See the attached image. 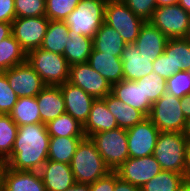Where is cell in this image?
<instances>
[{"instance_id": "obj_1", "label": "cell", "mask_w": 190, "mask_h": 191, "mask_svg": "<svg viewBox=\"0 0 190 191\" xmlns=\"http://www.w3.org/2000/svg\"><path fill=\"white\" fill-rule=\"evenodd\" d=\"M49 141L44 123L18 126L12 152L3 162L17 171H39L48 160Z\"/></svg>"}, {"instance_id": "obj_2", "label": "cell", "mask_w": 190, "mask_h": 191, "mask_svg": "<svg viewBox=\"0 0 190 191\" xmlns=\"http://www.w3.org/2000/svg\"><path fill=\"white\" fill-rule=\"evenodd\" d=\"M70 168L78 184H92L111 171L96 149L95 144L86 137L78 144Z\"/></svg>"}, {"instance_id": "obj_3", "label": "cell", "mask_w": 190, "mask_h": 191, "mask_svg": "<svg viewBox=\"0 0 190 191\" xmlns=\"http://www.w3.org/2000/svg\"><path fill=\"white\" fill-rule=\"evenodd\" d=\"M188 145L182 132H160L152 155L162 170L183 174Z\"/></svg>"}, {"instance_id": "obj_4", "label": "cell", "mask_w": 190, "mask_h": 191, "mask_svg": "<svg viewBox=\"0 0 190 191\" xmlns=\"http://www.w3.org/2000/svg\"><path fill=\"white\" fill-rule=\"evenodd\" d=\"M27 62L46 86H60L69 79L70 65L62 54L38 48L27 54Z\"/></svg>"}, {"instance_id": "obj_5", "label": "cell", "mask_w": 190, "mask_h": 191, "mask_svg": "<svg viewBox=\"0 0 190 191\" xmlns=\"http://www.w3.org/2000/svg\"><path fill=\"white\" fill-rule=\"evenodd\" d=\"M107 0H81L64 22L69 30L93 38L104 23Z\"/></svg>"}, {"instance_id": "obj_6", "label": "cell", "mask_w": 190, "mask_h": 191, "mask_svg": "<svg viewBox=\"0 0 190 191\" xmlns=\"http://www.w3.org/2000/svg\"><path fill=\"white\" fill-rule=\"evenodd\" d=\"M89 138L111 171H115L129 158L126 129L118 127L114 130L95 133Z\"/></svg>"}, {"instance_id": "obj_7", "label": "cell", "mask_w": 190, "mask_h": 191, "mask_svg": "<svg viewBox=\"0 0 190 191\" xmlns=\"http://www.w3.org/2000/svg\"><path fill=\"white\" fill-rule=\"evenodd\" d=\"M146 21L135 15L122 0H107L104 23L114 28L126 44L135 43Z\"/></svg>"}, {"instance_id": "obj_8", "label": "cell", "mask_w": 190, "mask_h": 191, "mask_svg": "<svg viewBox=\"0 0 190 191\" xmlns=\"http://www.w3.org/2000/svg\"><path fill=\"white\" fill-rule=\"evenodd\" d=\"M180 101V98L166 92L153 103L148 118L160 132H183L186 118Z\"/></svg>"}, {"instance_id": "obj_9", "label": "cell", "mask_w": 190, "mask_h": 191, "mask_svg": "<svg viewBox=\"0 0 190 191\" xmlns=\"http://www.w3.org/2000/svg\"><path fill=\"white\" fill-rule=\"evenodd\" d=\"M149 22L168 39L186 38L190 14L179 4L157 7Z\"/></svg>"}, {"instance_id": "obj_10", "label": "cell", "mask_w": 190, "mask_h": 191, "mask_svg": "<svg viewBox=\"0 0 190 191\" xmlns=\"http://www.w3.org/2000/svg\"><path fill=\"white\" fill-rule=\"evenodd\" d=\"M49 22L46 16L15 18L11 23L12 35L28 54L41 47Z\"/></svg>"}, {"instance_id": "obj_11", "label": "cell", "mask_w": 190, "mask_h": 191, "mask_svg": "<svg viewBox=\"0 0 190 191\" xmlns=\"http://www.w3.org/2000/svg\"><path fill=\"white\" fill-rule=\"evenodd\" d=\"M3 73L6 75L10 88L19 98L36 97L46 87L41 77L27 61Z\"/></svg>"}, {"instance_id": "obj_12", "label": "cell", "mask_w": 190, "mask_h": 191, "mask_svg": "<svg viewBox=\"0 0 190 191\" xmlns=\"http://www.w3.org/2000/svg\"><path fill=\"white\" fill-rule=\"evenodd\" d=\"M159 129L147 117L141 123L127 129L129 157L141 158L153 154Z\"/></svg>"}, {"instance_id": "obj_13", "label": "cell", "mask_w": 190, "mask_h": 191, "mask_svg": "<svg viewBox=\"0 0 190 191\" xmlns=\"http://www.w3.org/2000/svg\"><path fill=\"white\" fill-rule=\"evenodd\" d=\"M68 82L96 99L106 97L112 88V85L88 63L71 65Z\"/></svg>"}, {"instance_id": "obj_14", "label": "cell", "mask_w": 190, "mask_h": 191, "mask_svg": "<svg viewBox=\"0 0 190 191\" xmlns=\"http://www.w3.org/2000/svg\"><path fill=\"white\" fill-rule=\"evenodd\" d=\"M162 171L153 155L131 158L122 163L115 172L119 178L141 188L145 183Z\"/></svg>"}, {"instance_id": "obj_15", "label": "cell", "mask_w": 190, "mask_h": 191, "mask_svg": "<svg viewBox=\"0 0 190 191\" xmlns=\"http://www.w3.org/2000/svg\"><path fill=\"white\" fill-rule=\"evenodd\" d=\"M65 102V111L84 125L96 98L68 81L59 86Z\"/></svg>"}, {"instance_id": "obj_16", "label": "cell", "mask_w": 190, "mask_h": 191, "mask_svg": "<svg viewBox=\"0 0 190 191\" xmlns=\"http://www.w3.org/2000/svg\"><path fill=\"white\" fill-rule=\"evenodd\" d=\"M168 38L149 21H146L140 29L139 36L135 41L141 57L154 62L165 51Z\"/></svg>"}, {"instance_id": "obj_17", "label": "cell", "mask_w": 190, "mask_h": 191, "mask_svg": "<svg viewBox=\"0 0 190 191\" xmlns=\"http://www.w3.org/2000/svg\"><path fill=\"white\" fill-rule=\"evenodd\" d=\"M39 172L46 191H65L76 183L70 164L47 160Z\"/></svg>"}, {"instance_id": "obj_18", "label": "cell", "mask_w": 190, "mask_h": 191, "mask_svg": "<svg viewBox=\"0 0 190 191\" xmlns=\"http://www.w3.org/2000/svg\"><path fill=\"white\" fill-rule=\"evenodd\" d=\"M1 191H46L39 171H17L6 165Z\"/></svg>"}, {"instance_id": "obj_19", "label": "cell", "mask_w": 190, "mask_h": 191, "mask_svg": "<svg viewBox=\"0 0 190 191\" xmlns=\"http://www.w3.org/2000/svg\"><path fill=\"white\" fill-rule=\"evenodd\" d=\"M118 128L117 121L108 110L102 98L95 99L89 116L83 125V132L86 138L99 132L110 131Z\"/></svg>"}, {"instance_id": "obj_20", "label": "cell", "mask_w": 190, "mask_h": 191, "mask_svg": "<svg viewBox=\"0 0 190 191\" xmlns=\"http://www.w3.org/2000/svg\"><path fill=\"white\" fill-rule=\"evenodd\" d=\"M121 60L124 80L136 81L153 72V62H150V59L141 57L134 43L126 44L122 52Z\"/></svg>"}, {"instance_id": "obj_21", "label": "cell", "mask_w": 190, "mask_h": 191, "mask_svg": "<svg viewBox=\"0 0 190 191\" xmlns=\"http://www.w3.org/2000/svg\"><path fill=\"white\" fill-rule=\"evenodd\" d=\"M36 99L41 121L44 124L66 113L64 97L59 86H46Z\"/></svg>"}, {"instance_id": "obj_22", "label": "cell", "mask_w": 190, "mask_h": 191, "mask_svg": "<svg viewBox=\"0 0 190 191\" xmlns=\"http://www.w3.org/2000/svg\"><path fill=\"white\" fill-rule=\"evenodd\" d=\"M111 94L148 117L152 106L144 100L142 85H138L136 81L123 79L112 84Z\"/></svg>"}, {"instance_id": "obj_23", "label": "cell", "mask_w": 190, "mask_h": 191, "mask_svg": "<svg viewBox=\"0 0 190 191\" xmlns=\"http://www.w3.org/2000/svg\"><path fill=\"white\" fill-rule=\"evenodd\" d=\"M87 63L111 85L123 80L121 57L112 56L92 49Z\"/></svg>"}, {"instance_id": "obj_24", "label": "cell", "mask_w": 190, "mask_h": 191, "mask_svg": "<svg viewBox=\"0 0 190 191\" xmlns=\"http://www.w3.org/2000/svg\"><path fill=\"white\" fill-rule=\"evenodd\" d=\"M102 99L116 119L119 128L127 130L147 118L141 111L123 103L111 93Z\"/></svg>"}, {"instance_id": "obj_25", "label": "cell", "mask_w": 190, "mask_h": 191, "mask_svg": "<svg viewBox=\"0 0 190 191\" xmlns=\"http://www.w3.org/2000/svg\"><path fill=\"white\" fill-rule=\"evenodd\" d=\"M93 49L112 56H122L126 43L121 35L112 27L103 23L92 38Z\"/></svg>"}, {"instance_id": "obj_26", "label": "cell", "mask_w": 190, "mask_h": 191, "mask_svg": "<svg viewBox=\"0 0 190 191\" xmlns=\"http://www.w3.org/2000/svg\"><path fill=\"white\" fill-rule=\"evenodd\" d=\"M69 41H67L63 56L69 65L87 63L93 49L92 38L79 35L68 30Z\"/></svg>"}, {"instance_id": "obj_27", "label": "cell", "mask_w": 190, "mask_h": 191, "mask_svg": "<svg viewBox=\"0 0 190 191\" xmlns=\"http://www.w3.org/2000/svg\"><path fill=\"white\" fill-rule=\"evenodd\" d=\"M164 53L170 57L171 76L190 70V42L186 38L168 39Z\"/></svg>"}, {"instance_id": "obj_28", "label": "cell", "mask_w": 190, "mask_h": 191, "mask_svg": "<svg viewBox=\"0 0 190 191\" xmlns=\"http://www.w3.org/2000/svg\"><path fill=\"white\" fill-rule=\"evenodd\" d=\"M9 116L17 126L42 123L36 97L18 98Z\"/></svg>"}, {"instance_id": "obj_29", "label": "cell", "mask_w": 190, "mask_h": 191, "mask_svg": "<svg viewBox=\"0 0 190 191\" xmlns=\"http://www.w3.org/2000/svg\"><path fill=\"white\" fill-rule=\"evenodd\" d=\"M69 27L64 21L50 20L40 48L57 54L64 53Z\"/></svg>"}, {"instance_id": "obj_30", "label": "cell", "mask_w": 190, "mask_h": 191, "mask_svg": "<svg viewBox=\"0 0 190 191\" xmlns=\"http://www.w3.org/2000/svg\"><path fill=\"white\" fill-rule=\"evenodd\" d=\"M85 137H50L48 160L70 164L76 148Z\"/></svg>"}, {"instance_id": "obj_31", "label": "cell", "mask_w": 190, "mask_h": 191, "mask_svg": "<svg viewBox=\"0 0 190 191\" xmlns=\"http://www.w3.org/2000/svg\"><path fill=\"white\" fill-rule=\"evenodd\" d=\"M27 61V53L11 34L0 42V72Z\"/></svg>"}, {"instance_id": "obj_32", "label": "cell", "mask_w": 190, "mask_h": 191, "mask_svg": "<svg viewBox=\"0 0 190 191\" xmlns=\"http://www.w3.org/2000/svg\"><path fill=\"white\" fill-rule=\"evenodd\" d=\"M46 128L50 137H85L83 125L67 113L49 121Z\"/></svg>"}, {"instance_id": "obj_33", "label": "cell", "mask_w": 190, "mask_h": 191, "mask_svg": "<svg viewBox=\"0 0 190 191\" xmlns=\"http://www.w3.org/2000/svg\"><path fill=\"white\" fill-rule=\"evenodd\" d=\"M183 174L162 170L141 187V191H180Z\"/></svg>"}, {"instance_id": "obj_34", "label": "cell", "mask_w": 190, "mask_h": 191, "mask_svg": "<svg viewBox=\"0 0 190 191\" xmlns=\"http://www.w3.org/2000/svg\"><path fill=\"white\" fill-rule=\"evenodd\" d=\"M136 83L142 85L144 100L151 106L167 92L166 80L154 72L137 79Z\"/></svg>"}, {"instance_id": "obj_35", "label": "cell", "mask_w": 190, "mask_h": 191, "mask_svg": "<svg viewBox=\"0 0 190 191\" xmlns=\"http://www.w3.org/2000/svg\"><path fill=\"white\" fill-rule=\"evenodd\" d=\"M18 126L9 115L0 114V160L4 161L12 152Z\"/></svg>"}, {"instance_id": "obj_36", "label": "cell", "mask_w": 190, "mask_h": 191, "mask_svg": "<svg viewBox=\"0 0 190 191\" xmlns=\"http://www.w3.org/2000/svg\"><path fill=\"white\" fill-rule=\"evenodd\" d=\"M81 0H46V14L49 20L64 21Z\"/></svg>"}, {"instance_id": "obj_37", "label": "cell", "mask_w": 190, "mask_h": 191, "mask_svg": "<svg viewBox=\"0 0 190 191\" xmlns=\"http://www.w3.org/2000/svg\"><path fill=\"white\" fill-rule=\"evenodd\" d=\"M167 93L177 98L190 94V74L188 71H178L166 80Z\"/></svg>"}, {"instance_id": "obj_38", "label": "cell", "mask_w": 190, "mask_h": 191, "mask_svg": "<svg viewBox=\"0 0 190 191\" xmlns=\"http://www.w3.org/2000/svg\"><path fill=\"white\" fill-rule=\"evenodd\" d=\"M16 18L38 17L46 14V0H15Z\"/></svg>"}, {"instance_id": "obj_39", "label": "cell", "mask_w": 190, "mask_h": 191, "mask_svg": "<svg viewBox=\"0 0 190 191\" xmlns=\"http://www.w3.org/2000/svg\"><path fill=\"white\" fill-rule=\"evenodd\" d=\"M18 98L14 90L10 88L6 75L0 72V114L9 115Z\"/></svg>"}, {"instance_id": "obj_40", "label": "cell", "mask_w": 190, "mask_h": 191, "mask_svg": "<svg viewBox=\"0 0 190 191\" xmlns=\"http://www.w3.org/2000/svg\"><path fill=\"white\" fill-rule=\"evenodd\" d=\"M125 5L137 16L145 21H149L155 9L157 8L156 0H122Z\"/></svg>"}, {"instance_id": "obj_41", "label": "cell", "mask_w": 190, "mask_h": 191, "mask_svg": "<svg viewBox=\"0 0 190 191\" xmlns=\"http://www.w3.org/2000/svg\"><path fill=\"white\" fill-rule=\"evenodd\" d=\"M118 179V174L115 171H110L106 176L89 184L90 191H114L115 183Z\"/></svg>"}, {"instance_id": "obj_42", "label": "cell", "mask_w": 190, "mask_h": 191, "mask_svg": "<svg viewBox=\"0 0 190 191\" xmlns=\"http://www.w3.org/2000/svg\"><path fill=\"white\" fill-rule=\"evenodd\" d=\"M153 72L167 80L171 77V63L170 57H167L165 53L161 54L153 62Z\"/></svg>"}, {"instance_id": "obj_43", "label": "cell", "mask_w": 190, "mask_h": 191, "mask_svg": "<svg viewBox=\"0 0 190 191\" xmlns=\"http://www.w3.org/2000/svg\"><path fill=\"white\" fill-rule=\"evenodd\" d=\"M15 18V0H0V22L12 23Z\"/></svg>"}, {"instance_id": "obj_44", "label": "cell", "mask_w": 190, "mask_h": 191, "mask_svg": "<svg viewBox=\"0 0 190 191\" xmlns=\"http://www.w3.org/2000/svg\"><path fill=\"white\" fill-rule=\"evenodd\" d=\"M114 191H141V188L119 178L115 183Z\"/></svg>"}, {"instance_id": "obj_45", "label": "cell", "mask_w": 190, "mask_h": 191, "mask_svg": "<svg viewBox=\"0 0 190 191\" xmlns=\"http://www.w3.org/2000/svg\"><path fill=\"white\" fill-rule=\"evenodd\" d=\"M181 109L186 120L190 118V94L185 95L180 101Z\"/></svg>"}, {"instance_id": "obj_46", "label": "cell", "mask_w": 190, "mask_h": 191, "mask_svg": "<svg viewBox=\"0 0 190 191\" xmlns=\"http://www.w3.org/2000/svg\"><path fill=\"white\" fill-rule=\"evenodd\" d=\"M12 34L11 23L0 22V42Z\"/></svg>"}, {"instance_id": "obj_47", "label": "cell", "mask_w": 190, "mask_h": 191, "mask_svg": "<svg viewBox=\"0 0 190 191\" xmlns=\"http://www.w3.org/2000/svg\"><path fill=\"white\" fill-rule=\"evenodd\" d=\"M183 177L185 181L190 182V143L187 148L185 168L183 171Z\"/></svg>"}, {"instance_id": "obj_48", "label": "cell", "mask_w": 190, "mask_h": 191, "mask_svg": "<svg viewBox=\"0 0 190 191\" xmlns=\"http://www.w3.org/2000/svg\"><path fill=\"white\" fill-rule=\"evenodd\" d=\"M65 191H90V185L75 183L73 186L69 187Z\"/></svg>"}, {"instance_id": "obj_49", "label": "cell", "mask_w": 190, "mask_h": 191, "mask_svg": "<svg viewBox=\"0 0 190 191\" xmlns=\"http://www.w3.org/2000/svg\"><path fill=\"white\" fill-rule=\"evenodd\" d=\"M182 133L184 137L187 139V141L190 143V118L186 120L185 127Z\"/></svg>"}, {"instance_id": "obj_50", "label": "cell", "mask_w": 190, "mask_h": 191, "mask_svg": "<svg viewBox=\"0 0 190 191\" xmlns=\"http://www.w3.org/2000/svg\"><path fill=\"white\" fill-rule=\"evenodd\" d=\"M179 0H156L157 7L175 5Z\"/></svg>"}, {"instance_id": "obj_51", "label": "cell", "mask_w": 190, "mask_h": 191, "mask_svg": "<svg viewBox=\"0 0 190 191\" xmlns=\"http://www.w3.org/2000/svg\"><path fill=\"white\" fill-rule=\"evenodd\" d=\"M178 4L190 14V0H179Z\"/></svg>"}, {"instance_id": "obj_52", "label": "cell", "mask_w": 190, "mask_h": 191, "mask_svg": "<svg viewBox=\"0 0 190 191\" xmlns=\"http://www.w3.org/2000/svg\"><path fill=\"white\" fill-rule=\"evenodd\" d=\"M5 163L0 160V191L2 190V173L4 170Z\"/></svg>"}, {"instance_id": "obj_53", "label": "cell", "mask_w": 190, "mask_h": 191, "mask_svg": "<svg viewBox=\"0 0 190 191\" xmlns=\"http://www.w3.org/2000/svg\"><path fill=\"white\" fill-rule=\"evenodd\" d=\"M180 191H190V182L185 181L180 189Z\"/></svg>"}, {"instance_id": "obj_54", "label": "cell", "mask_w": 190, "mask_h": 191, "mask_svg": "<svg viewBox=\"0 0 190 191\" xmlns=\"http://www.w3.org/2000/svg\"><path fill=\"white\" fill-rule=\"evenodd\" d=\"M186 39L190 42V23H189V30H188Z\"/></svg>"}]
</instances>
